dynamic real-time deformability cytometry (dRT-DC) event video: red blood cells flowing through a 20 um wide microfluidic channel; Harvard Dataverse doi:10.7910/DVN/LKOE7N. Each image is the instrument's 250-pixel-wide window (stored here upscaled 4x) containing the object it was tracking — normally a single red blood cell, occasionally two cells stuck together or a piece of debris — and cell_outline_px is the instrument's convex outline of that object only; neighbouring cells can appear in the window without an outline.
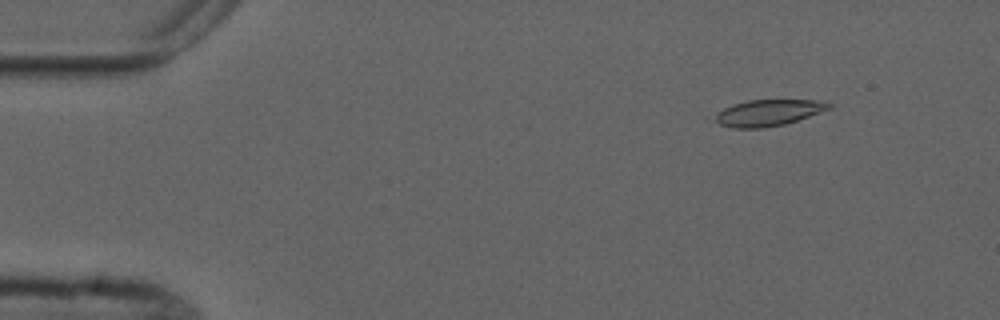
{"species": "common noctule bat (a hibernating species)", "species_latin": "Nyctalus noctula", "temperature_condition": "cold", "stored_images_in_passage": 7, "camera_frame_rate_fps": 3000, "um_per_image_px": 0.085, "animal": {"sex": "male", "forearm_length_mm": 52.5}, "frame": {"image": 1, "passage_image": 2, "time_ms": 1.0, "image_size_px": [1000, 320], "cell_outline_px": [[832, 108], [784, 124], [764, 128], [732, 128], [704, 120], [704, 116], [732, 104], [748, 100], [820, 100], [832, 104]], "centroid_in_image_um": [65.08, 9.6], "position_along_channel_um": 19.9, "area_um2": 18.21}}
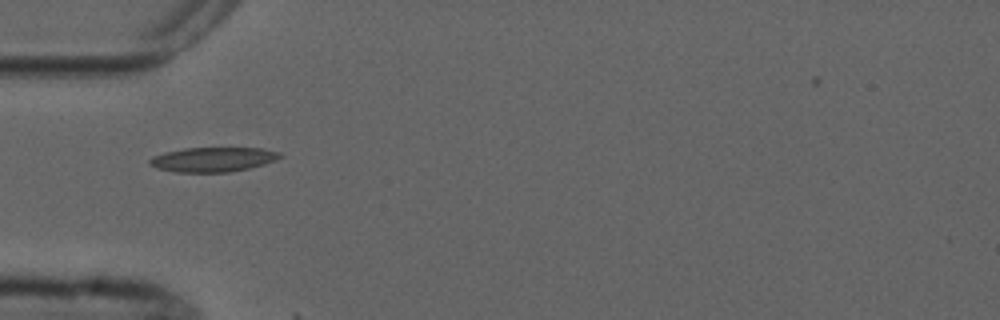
{"frame": {"image": 2, "passage_image": 5, "time_ms": 4.667, "image_size_px": [1000, 320], "cell_outline_px": [[284, 156], [276, 160], [264, 164], [248, 168], [228, 172], [176, 172], [156, 168], [148, 164], [148, 160], [152, 156], [164, 152], [184, 148], [260, 148], [280, 152]], "centroid_in_image_um": [18.08, 13.55], "position_along_channel_um": 66.9, "area_um2": 18.73}}
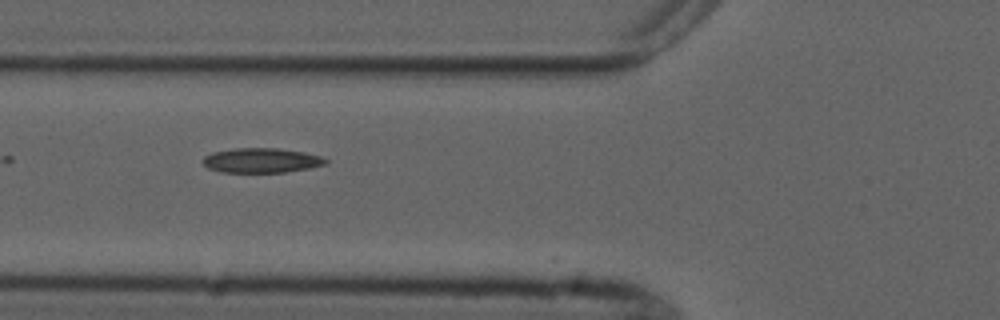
{"frame": {"image": 3, "passage_image": 6, "time_ms": 5.667, "image_size_px": [1000, 320], "cell_outline_px": [[328, 164], [308, 168], [284, 172], [220, 172], [208, 168], [204, 164], [204, 156], [212, 152], [232, 148], [276, 148], [304, 152], [320, 156], [328, 160]], "centroid_in_image_um": [22.22, 13.63], "position_along_channel_um": 103.6, "area_um2": 17.63}}